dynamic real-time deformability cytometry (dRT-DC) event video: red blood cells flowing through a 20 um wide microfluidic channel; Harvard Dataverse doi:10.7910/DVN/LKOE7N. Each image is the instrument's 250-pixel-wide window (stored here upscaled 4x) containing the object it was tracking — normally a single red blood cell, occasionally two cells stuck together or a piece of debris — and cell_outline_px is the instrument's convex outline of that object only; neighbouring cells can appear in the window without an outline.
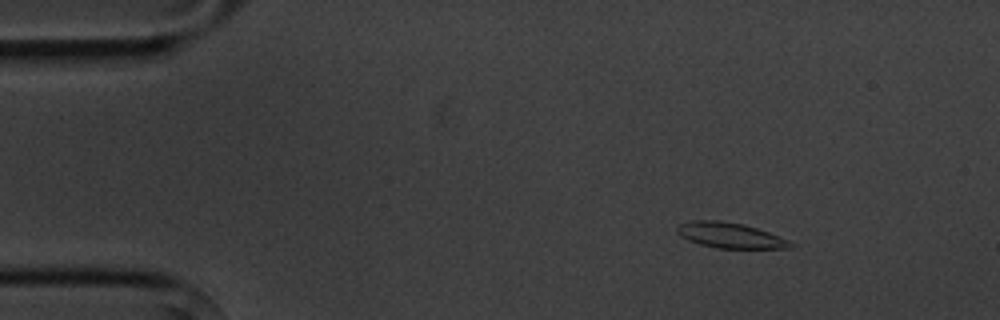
{"species": "common noctule bat (a hibernating species)", "species_latin": "Nyctalus noctula", "temperature_condition": "cold", "stored_images_in_passage": 15, "camera_frame_rate_fps": 3000, "um_per_image_px": 0.085, "animal": {"sex": "male", "body_mass_g": 20.1, "forearm_length_mm": 53.5}, "frame": {"image": 1, "passage_image": 3, "time_ms": 2.333, "image_size_px": [1000, 320], "cell_outline_px": [[796, 244], [792, 248], [716, 248], [700, 244], [688, 240], [680, 236], [676, 232], [676, 228], [680, 224], [692, 220], [720, 220], [744, 224], [768, 232], [788, 240]], "centroid_in_image_um": [62.04, 20.0], "position_along_channel_um": 23.0, "area_um2": 16.82}}
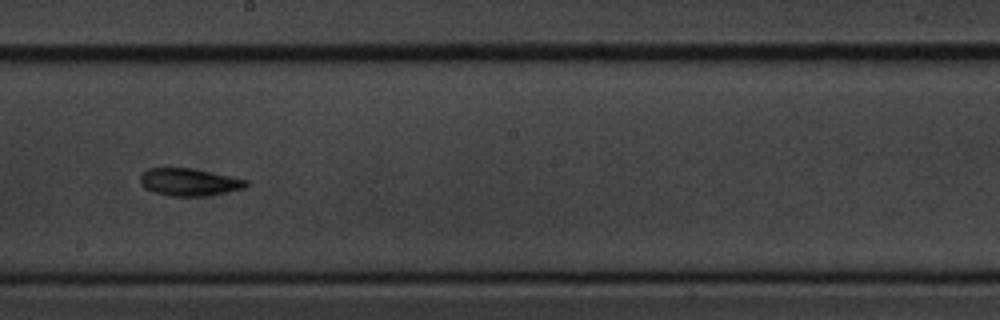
{"frame": {"image": 2, "passage_image": 9, "time_ms": 10.0, "image_size_px": [1000, 320], "cell_outline_px": [[248, 184], [244, 188], [204, 196], [172, 196], [156, 192], [144, 188], [140, 184], [140, 172], [148, 168], [192, 168], [232, 176], [248, 180]], "centroid_in_image_um": [16.05, 15.46], "position_along_channel_um": 232.2, "area_um2": 16.94}}
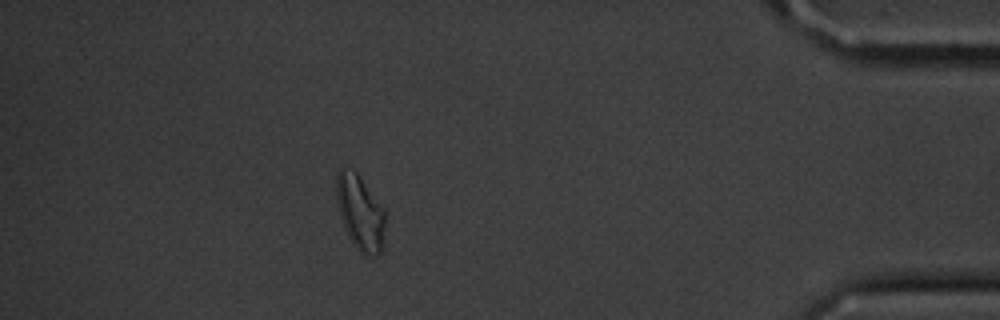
{"frame": {"image": 3, "passage_image": 14, "time_ms": 16.0, "image_size_px": [1000, 320], "cell_outline_px": [[384, 248], [376, 256], [364, 256], [356, 248], [348, 236], [340, 216], [336, 200], [336, 172], [340, 164], [352, 168], [360, 176], [384, 208]], "centroid_in_image_um": [30.59, 18.03], "position_along_channel_um": 404.6, "area_um2": 21.91}, "authors_computed_cell_mechanics": {"area_um2": 16.8198, "velocity_mm_per_s": 3.6423, "shape_relaxation_time_tau1_ms": 9.7805, "shape_relaxation_time_tau2_ms": null, "deformation_change_tau1": 0.1853, "deformation_change_tau2": null}}